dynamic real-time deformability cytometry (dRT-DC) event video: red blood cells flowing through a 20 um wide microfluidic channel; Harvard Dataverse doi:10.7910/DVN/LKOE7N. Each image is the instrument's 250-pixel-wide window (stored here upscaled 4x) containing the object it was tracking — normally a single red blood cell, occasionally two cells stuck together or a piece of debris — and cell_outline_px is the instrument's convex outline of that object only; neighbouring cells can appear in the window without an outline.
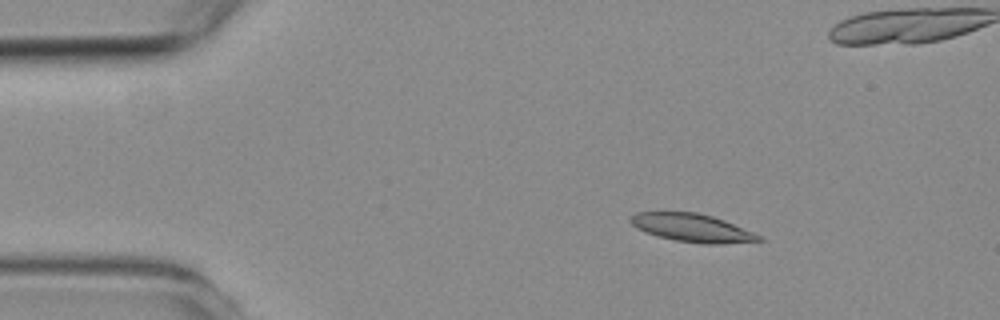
{"species": "common noctule bat (a hibernating species)", "species_latin": "Nyctalus noctula", "temperature_condition": "room temperature", "stored_images_in_passage": 6, "camera_frame_rate_fps": 3000, "um_per_image_px": 0.085, "animal": {"sex": "female", "body_mass_g": 19.3, "forearm_length_mm": 54.1}, "frame": {"image": 1, "passage_image": 3, "time_ms": 2.333, "image_size_px": [1000, 320], "cell_outline_px": [[764, 240], [720, 244], [704, 244], [676, 240], [644, 232], [636, 228], [628, 220], [628, 216], [636, 212], [696, 212], [712, 216], [724, 220], [764, 236]], "centroid_in_image_um": [58.83, 19.36], "position_along_channel_um": 26.2, "area_um2": 21.1}}